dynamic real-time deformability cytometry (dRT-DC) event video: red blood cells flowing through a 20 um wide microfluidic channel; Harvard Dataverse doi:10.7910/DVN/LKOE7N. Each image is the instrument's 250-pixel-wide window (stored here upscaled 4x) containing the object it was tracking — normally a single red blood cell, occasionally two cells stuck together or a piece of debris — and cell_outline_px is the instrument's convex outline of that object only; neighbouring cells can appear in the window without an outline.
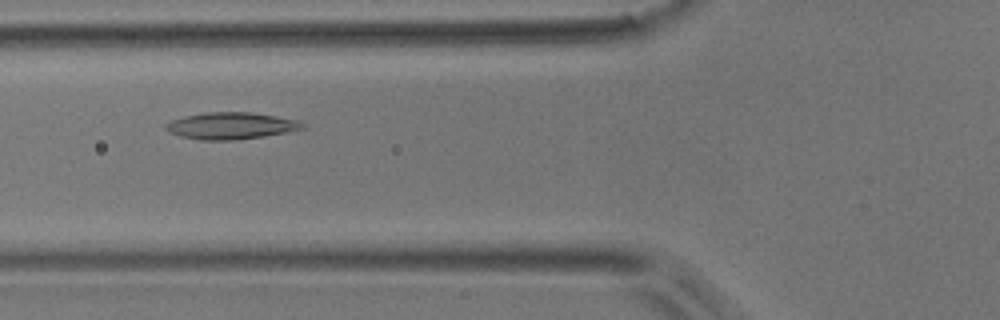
{"species": "common noctule bat (a hibernating species)", "species_latin": "Nyctalus noctula", "temperature_condition": "room temperature", "stored_images_in_passage": 48, "camera_frame_rate_fps": 3000, "um_per_image_px": 0.085, "animal": {"sex": "male", "body_mass_g": 17.9}, "frame": {"image": 1, "passage_image": 15, "time_ms": 4.667, "image_size_px": [1000, 320], "cell_outline_px": [[304, 128], [264, 136], [232, 140], [200, 140], [180, 136], [168, 132], [164, 128], [164, 124], [172, 120], [184, 116], [208, 112], [252, 112], [300, 120], [304, 124]], "centroid_in_image_um": [19.59, 10.68], "position_along_channel_um": 106.2, "area_um2": 21.33}}
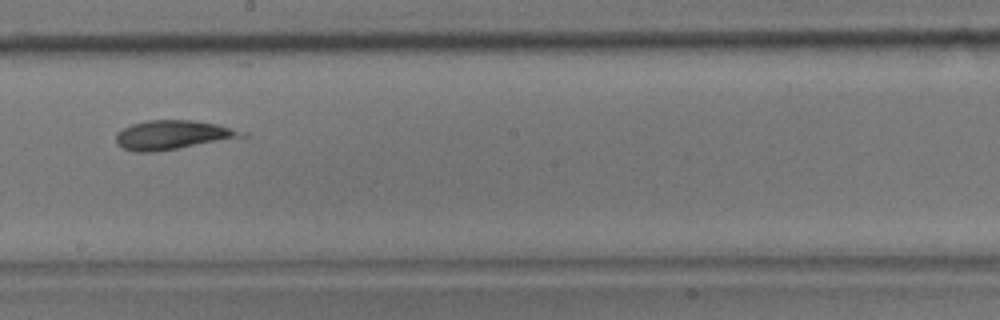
{"frame": {"image": 2, "passage_image": 25, "time_ms": 8.0, "image_size_px": [1000, 320], "cell_outline_px": [[248, 136], [156, 152], [136, 152], [124, 148], [116, 144], [116, 132], [132, 124], [148, 120], [192, 120], [216, 124], [248, 132]], "centroid_in_image_um": [14.68, 11.47], "position_along_channel_um": 233.5, "area_um2": 21.33}}
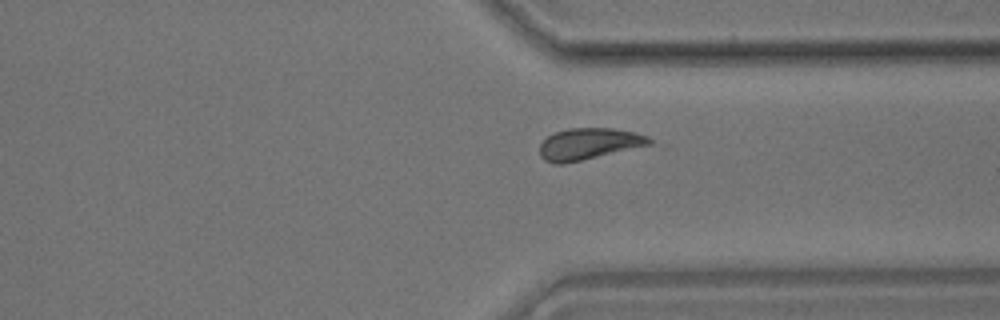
{"frame": {"image": 3, "passage_image": 35, "time_ms": 11.333, "image_size_px": [1000, 320], "cell_outline_px": [[668, 148], [564, 164], [556, 164], [544, 160], [540, 156], [540, 144], [548, 136], [556, 132], [568, 128], [612, 128], [636, 132], [648, 136], [668, 144]], "centroid_in_image_um": [50.56, 12.29], "position_along_channel_um": 360.8, "area_um2": 23.12}}